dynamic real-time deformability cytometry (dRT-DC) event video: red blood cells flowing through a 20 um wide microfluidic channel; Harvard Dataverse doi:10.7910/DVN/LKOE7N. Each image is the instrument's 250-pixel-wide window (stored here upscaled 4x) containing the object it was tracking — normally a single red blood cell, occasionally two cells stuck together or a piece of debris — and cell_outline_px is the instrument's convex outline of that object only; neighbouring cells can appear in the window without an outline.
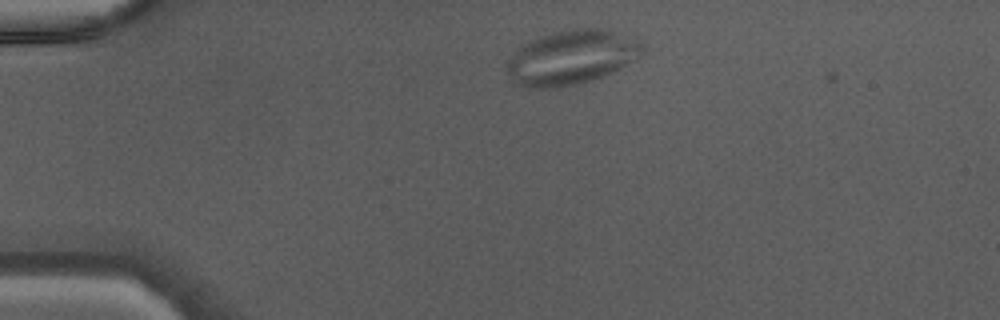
{"species": "Egyptian fruit bat (a non-hibernating species)", "species_latin": "Rousettus aegyptiacus", "temperature_condition": "warm", "stored_images_in_passage": 36, "camera_frame_rate_fps": 3000, "um_per_image_px": 0.085, "animal": {"sex": "male"}, "frame": {"image": 1, "passage_image": 1, "time_ms": 0.0, "image_size_px": [1000, 320], "cell_outline_px": [[644, 52], [636, 60], [604, 76], [592, 80], [576, 84], [552, 88], [528, 88], [516, 84], [512, 80], [508, 72], [508, 60], [512, 52], [528, 40], [552, 32], [572, 28], [604, 28], [636, 32], [640, 36], [644, 44]], "centroid_in_image_um": [48.69, 4.82], "position_along_channel_um": 36.3, "area_um2": 44.33}}
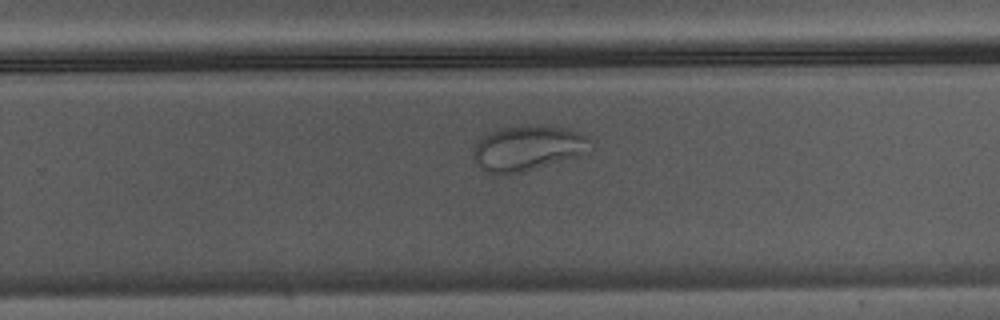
{"frame": {"image": 2, "passage_image": 21, "time_ms": 6.667, "image_size_px": [1000, 320], "cell_outline_px": [[592, 152], [520, 172], [488, 172], [480, 168], [476, 164], [472, 156], [472, 152], [480, 136], [488, 132], [500, 128], [528, 124], [544, 124], [564, 128], [580, 132], [588, 136], [592, 148]], "centroid_in_image_um": [44.88, 12.54], "position_along_channel_um": 284.9, "area_um2": 31.04}}